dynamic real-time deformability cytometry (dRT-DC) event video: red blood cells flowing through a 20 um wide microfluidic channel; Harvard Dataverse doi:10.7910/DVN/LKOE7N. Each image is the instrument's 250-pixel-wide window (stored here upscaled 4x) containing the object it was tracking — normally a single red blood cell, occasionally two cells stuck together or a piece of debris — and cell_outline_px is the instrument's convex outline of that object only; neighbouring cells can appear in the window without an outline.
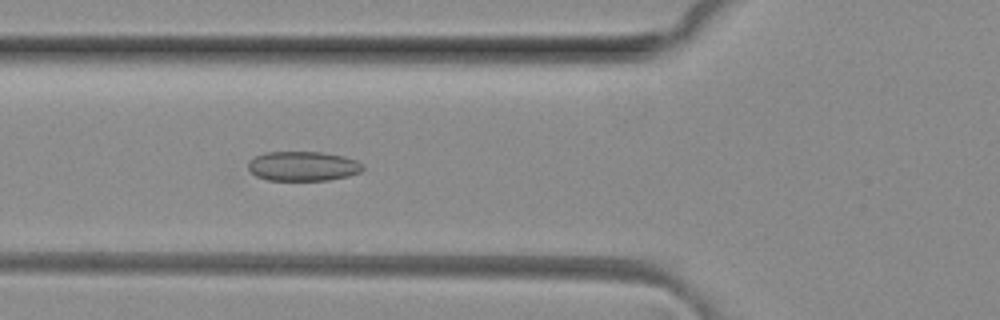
{"species": "common noctule bat (a hibernating species)", "species_latin": "Nyctalus noctula", "temperature_condition": "room temperature", "stored_images_in_passage": 5, "camera_frame_rate_fps": 3000, "um_per_image_px": 0.085, "animal": {"sex": "female", "body_mass_g": 29.2, "forearm_length_mm": 56.3}, "frame": {"image": 1, "passage_image": 5, "time_ms": 1.333, "image_size_px": [1000, 320], "cell_outline_px": [[364, 168], [360, 172], [348, 176], [328, 180], [268, 180], [256, 176], [248, 168], [248, 160], [264, 152], [320, 152], [344, 156], [356, 160], [364, 164]], "centroid_in_image_um": [25.76, 14.12], "position_along_channel_um": 100.0, "area_um2": 19.83}}